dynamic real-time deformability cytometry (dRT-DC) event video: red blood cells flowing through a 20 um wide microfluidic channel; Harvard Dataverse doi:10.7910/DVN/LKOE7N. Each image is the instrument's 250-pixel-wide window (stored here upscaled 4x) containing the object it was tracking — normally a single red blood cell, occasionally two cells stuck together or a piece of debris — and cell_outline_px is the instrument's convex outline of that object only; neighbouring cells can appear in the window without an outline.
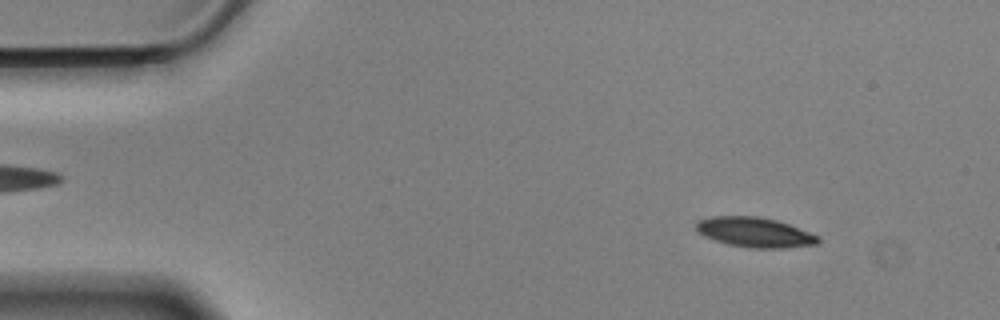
{"species": "Egyptian fruit bat (a non-hibernating species)", "species_latin": "Rousettus aegyptiacus", "temperature_condition": "cold", "stored_images_in_passage": 56, "camera_frame_rate_fps": 3000, "um_per_image_px": 0.085, "animal": {"sex": "male"}, "frame": {"image": 1, "passage_image": 6, "time_ms": 1.667, "image_size_px": [1000, 320], "cell_outline_px": [[820, 240], [816, 244], [780, 248], [752, 248], [728, 244], [704, 236], [696, 232], [696, 220], [712, 216], [760, 216], [776, 220], [788, 224], [820, 236]], "centroid_in_image_um": [64.12, 19.73], "position_along_channel_um": 20.9, "area_um2": 21.21}}
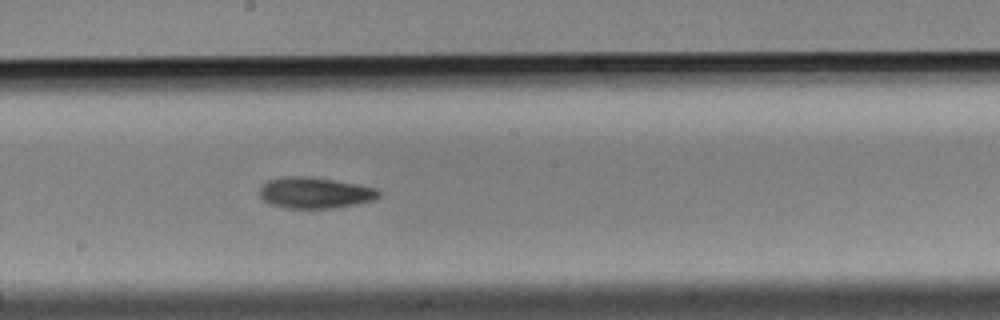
{"frame": {"image": 2, "passage_image": 30, "time_ms": 9.667, "image_size_px": [1000, 320], "cell_outline_px": [[380, 196], [372, 200], [356, 204], [332, 208], [284, 208], [272, 204], [264, 200], [260, 196], [260, 188], [268, 180], [292, 176], [304, 176], [332, 180], [356, 184], [376, 188], [380, 192]], "centroid_in_image_um": [26.77, 16.4], "position_along_channel_um": 221.4, "area_um2": 21.21}}
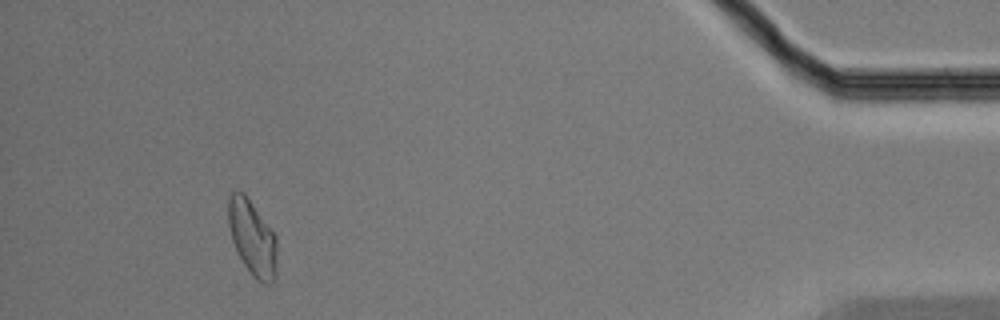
{"frame": {"image": 3, "passage_image": 52, "time_ms": 17.0, "image_size_px": [1000, 320], "cell_outline_px": [[276, 276], [268, 284], [256, 280], [252, 276], [244, 264], [232, 240], [228, 224], [228, 192], [236, 188], [244, 192], [276, 236]], "centroid_in_image_um": [21.42, 20.15], "position_along_channel_um": 413.8, "area_um2": 21.39}, "authors_computed_cell_mechanics": {"area_um2": 21.2126, "velocity_mm_per_s": 3.4987, "shape_relaxation_time_tau1_ms": 2.6941, "shape_relaxation_time_tau2_ms": null, "deformation_change_tau1": 0.1261, "deformation_change_tau2": null}}